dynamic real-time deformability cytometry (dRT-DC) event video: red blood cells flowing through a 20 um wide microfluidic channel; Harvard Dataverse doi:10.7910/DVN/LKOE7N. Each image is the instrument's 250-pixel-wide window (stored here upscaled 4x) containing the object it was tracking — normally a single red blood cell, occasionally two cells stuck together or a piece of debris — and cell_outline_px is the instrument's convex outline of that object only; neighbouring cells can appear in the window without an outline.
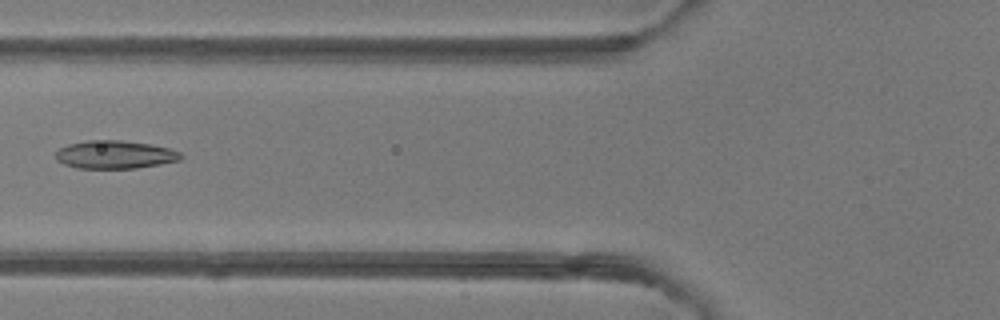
{"species": "common noctule bat (a hibernating species)", "species_latin": "Nyctalus noctula", "temperature_condition": "room temperature", "stored_images_in_passage": 5, "camera_frame_rate_fps": 3000, "um_per_image_px": 0.085, "animal": {"sex": "female"}, "frame": {"image": 1, "passage_image": 5, "time_ms": 5.333, "image_size_px": [1000, 320], "cell_outline_px": [[184, 156], [180, 160], [160, 164], [136, 168], [76, 168], [64, 164], [56, 160], [56, 152], [60, 148], [68, 144], [84, 140], [120, 140], [148, 144], [168, 148], [180, 152]], "centroid_in_image_um": [9.75, 13.14], "position_along_channel_um": 116.1, "area_um2": 20.46}}